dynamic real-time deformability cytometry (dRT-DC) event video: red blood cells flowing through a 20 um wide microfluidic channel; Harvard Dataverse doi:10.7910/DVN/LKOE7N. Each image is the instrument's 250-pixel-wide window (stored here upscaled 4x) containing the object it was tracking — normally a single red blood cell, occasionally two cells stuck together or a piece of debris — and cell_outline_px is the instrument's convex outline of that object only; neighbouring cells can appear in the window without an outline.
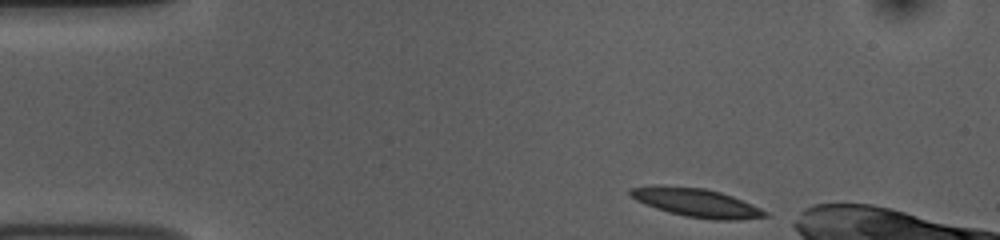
{"species": "common noctule bat (a hibernating species)", "species_latin": "Nyctalus noctula", "temperature_condition": "room temperature", "stored_images_in_passage": 42, "camera_frame_rate_fps": 3000, "um_per_image_px": 0.085, "animal": {"sex": "female", "body_mass_g": 10.0, "forearm_length_mm": 53.1}, "frame": {"image": 1, "passage_image": 1, "time_ms": 0.0, "image_size_px": [1000, 240], "cell_outline_px": [[768, 216], [740, 220], [712, 220], [684, 216], [668, 212], [656, 208], [636, 200], [628, 196], [628, 188], [704, 188], [720, 192], [732, 196], [760, 208], [768, 212]], "centroid_in_image_um": [59.28, 17.28], "position_along_channel_um": 25.7, "area_um2": 21.56}}
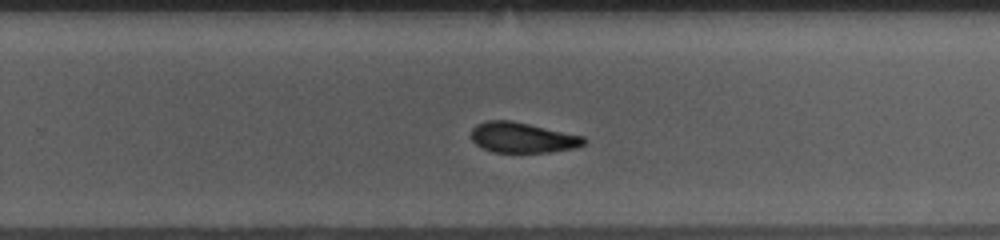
{"frame": {"image": 2, "passage_image": 27, "time_ms": 8.667, "image_size_px": [1000, 240], "cell_outline_px": [[588, 140], [584, 144], [576, 148], [552, 152], [492, 152], [476, 144], [472, 140], [472, 128], [476, 124], [484, 120], [512, 120], [584, 136]], "centroid_in_image_um": [44.43, 11.69], "position_along_channel_um": 285.4, "area_um2": 20.11}}
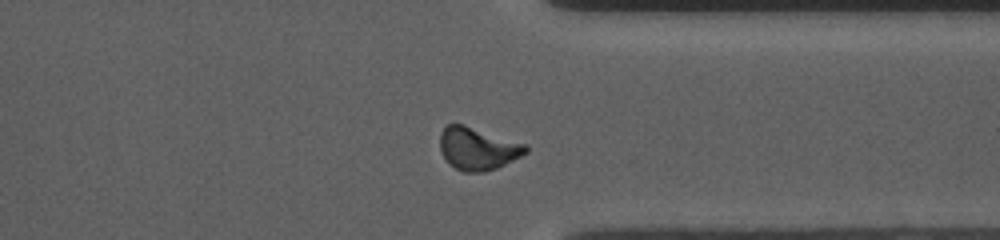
{"frame": {"image": 3, "passage_image": 34, "time_ms": 11.0, "image_size_px": [1000, 240], "cell_outline_px": [[528, 152], [496, 168], [484, 172], [464, 172], [448, 164], [440, 152], [440, 132], [448, 124], [464, 124], [528, 144]], "centroid_in_image_um": [40.6, 12.62], "position_along_channel_um": 370.8, "area_um2": 21.44}, "authors_computed_cell_mechanics": {"area_um2": 21.675, "velocity_mm_per_s": 3.7285, "shape_relaxation_time_tau1_ms": 4.4925, "shape_relaxation_time_tau2_ms": 6.6346, "deformation_change_tau1": 0.122, "deformation_change_tau2": 0.145}}